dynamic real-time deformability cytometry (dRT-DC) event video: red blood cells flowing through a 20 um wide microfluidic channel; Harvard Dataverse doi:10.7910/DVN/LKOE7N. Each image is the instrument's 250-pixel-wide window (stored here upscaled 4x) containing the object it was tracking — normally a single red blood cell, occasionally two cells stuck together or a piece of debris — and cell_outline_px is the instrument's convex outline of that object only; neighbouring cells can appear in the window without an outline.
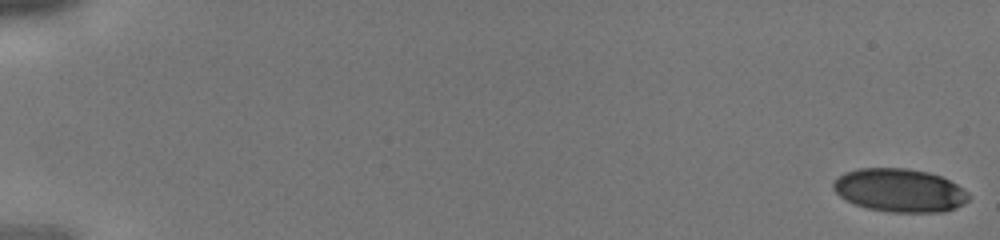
{"species": "human", "species_latin": "Homo sapiens", "temperature_condition": "cold", "stored_images_in_passage": 43, "camera_frame_rate_fps": 3000, "um_per_image_px": 0.085, "donor": {"sex": "male"}, "frame": {"image": 1, "passage_image": 1, "time_ms": 0.0, "image_size_px": [1000, 240], "cell_outline_px": [[972, 196], [964, 204], [956, 208], [944, 212], [892, 212], [868, 208], [856, 204], [840, 196], [832, 188], [832, 184], [844, 172], [856, 168], [908, 168], [928, 172], [940, 176], [956, 184], [968, 192]], "centroid_in_image_um": [76.5, 16.17], "position_along_channel_um": 8.5, "area_um2": 34.16}}
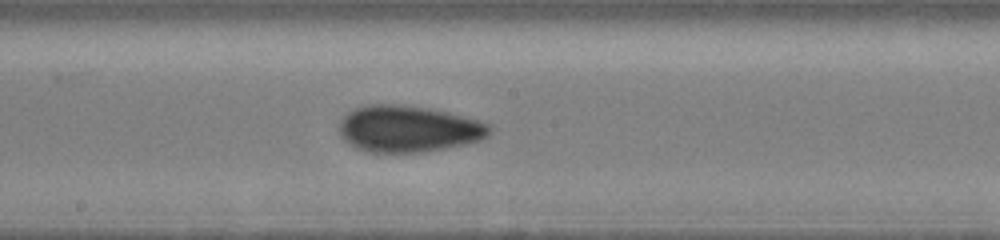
{"frame": {"image": 2, "passage_image": 25, "time_ms": 8.0, "image_size_px": [1000, 240], "cell_outline_px": [[492, 132], [488, 136], [480, 140], [464, 144], [424, 152], [368, 152], [356, 148], [344, 140], [340, 136], [340, 120], [348, 112], [356, 108], [368, 104], [400, 104], [428, 108], [448, 112], [464, 116], [492, 124]], "centroid_in_image_um": [34.73, 10.95], "position_along_channel_um": 213.5, "area_um2": 40.92}}
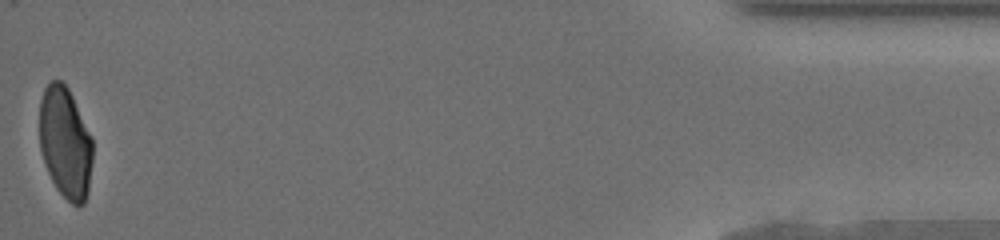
{"frame": {"image": 3, "passage_image": 43, "time_ms": 14.0, "image_size_px": [1000, 240], "cell_outline_px": [[92, 160], [88, 192], [84, 204], [76, 208], [56, 188], [48, 172], [40, 148], [40, 100], [44, 88], [52, 80], [60, 80], [68, 88], [92, 136]], "centroid_in_image_um": [5.56, 12.14], "position_along_channel_um": 429.6, "area_um2": 34.51}}